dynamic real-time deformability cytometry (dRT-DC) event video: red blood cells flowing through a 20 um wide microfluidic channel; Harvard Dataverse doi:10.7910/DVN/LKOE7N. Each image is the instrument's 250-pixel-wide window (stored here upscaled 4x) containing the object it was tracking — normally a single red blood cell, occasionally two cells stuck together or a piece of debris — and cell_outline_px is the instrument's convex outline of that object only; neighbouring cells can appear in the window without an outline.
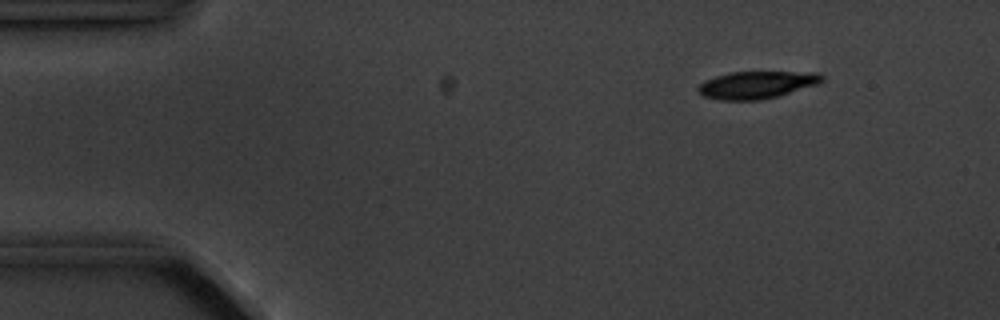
{"species": "common noctule bat (a hibernating species)", "species_latin": "Nyctalus noctula", "temperature_condition": "cold", "stored_images_in_passage": 6, "camera_frame_rate_fps": 3000, "um_per_image_px": 0.085, "animal": {"sex": "male", "body_mass_g": 20.1, "forearm_length_mm": 53.5}, "frame": {"image": 1, "passage_image": 1, "time_ms": 0.0, "image_size_px": [1000, 320], "cell_outline_px": [[824, 80], [820, 84], [780, 96], [760, 100], [720, 100], [704, 96], [696, 88], [704, 80], [716, 76], [732, 72], [816, 72], [824, 76]], "centroid_in_image_um": [64.37, 7.21], "position_along_channel_um": 20.6, "area_um2": 19.94}}